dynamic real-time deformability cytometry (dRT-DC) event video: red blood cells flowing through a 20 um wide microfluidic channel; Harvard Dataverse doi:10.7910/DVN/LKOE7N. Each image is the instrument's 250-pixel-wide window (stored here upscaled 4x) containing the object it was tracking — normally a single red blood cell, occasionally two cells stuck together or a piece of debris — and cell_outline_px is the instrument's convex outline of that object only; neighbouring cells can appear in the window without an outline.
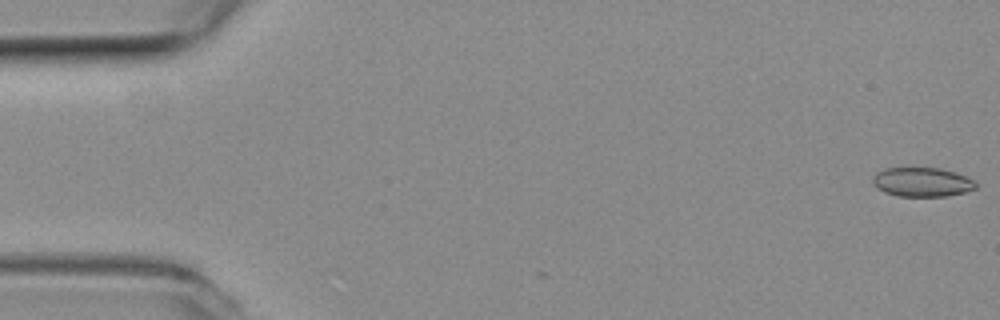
{"species": "common noctule bat (a hibernating species)", "species_latin": "Nyctalus noctula", "temperature_condition": "room temperature", "stored_images_in_passage": 3, "camera_frame_rate_fps": 3000, "um_per_image_px": 0.085, "animal": {"sex": "female", "body_mass_g": 19.3, "forearm_length_mm": 54.1}, "frame": {"image": 1, "passage_image": 1, "time_ms": 0.0, "image_size_px": [1000, 320], "cell_outline_px": [[976, 188], [964, 192], [948, 196], [896, 196], [884, 192], [876, 188], [872, 180], [872, 176], [876, 172], [884, 168], [940, 168], [964, 176], [972, 180], [976, 184]], "centroid_in_image_um": [78.31, 15.48], "position_along_channel_um": 6.7, "area_um2": 17.46}}